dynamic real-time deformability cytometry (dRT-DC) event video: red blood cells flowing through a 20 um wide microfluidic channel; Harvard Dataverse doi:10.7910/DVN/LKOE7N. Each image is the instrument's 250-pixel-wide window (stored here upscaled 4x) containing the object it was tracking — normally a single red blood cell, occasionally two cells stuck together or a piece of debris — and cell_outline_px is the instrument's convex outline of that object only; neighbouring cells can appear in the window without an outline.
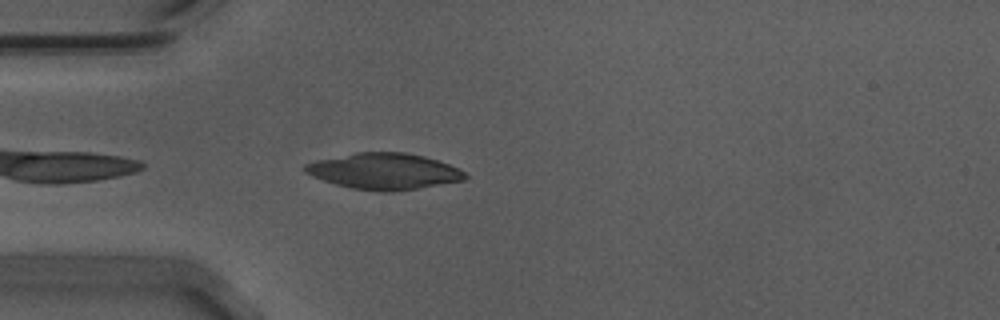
{"species": "Egyptian fruit bat (a non-hibernating species)", "species_latin": "Rousettus aegyptiacus", "temperature_condition": "warm", "stored_images_in_passage": 27, "camera_frame_rate_fps": 3000, "um_per_image_px": 0.085, "animal": {"sex": "male"}, "frame": {"image": 1, "passage_image": 2, "time_ms": 0.333, "image_size_px": [1000, 320], "cell_outline_px": [[468, 176], [464, 180], [392, 192], [376, 192], [352, 188], [336, 184], [312, 176], [304, 172], [300, 168], [304, 164], [316, 160], [356, 152], [404, 152], [424, 156], [448, 164], [464, 172]], "centroid_in_image_um": [32.58, 14.55], "position_along_channel_um": 52.4, "area_um2": 33.64}}
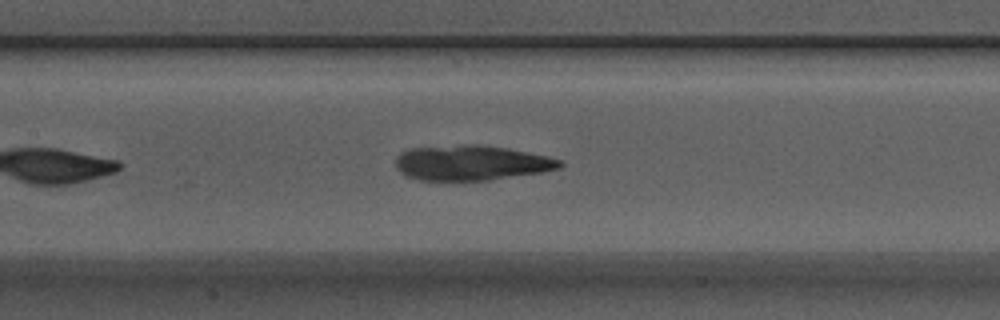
{"frame": {"image": 2, "passage_image": 12, "time_ms": 3.667, "image_size_px": [1000, 320], "cell_outline_px": [[564, 164], [560, 168], [540, 172], [488, 180], [420, 180], [404, 176], [396, 168], [396, 156], [400, 152], [408, 148], [460, 144], [484, 144], [508, 148], [548, 156], [560, 160]], "centroid_in_image_um": [40.01, 13.82], "position_along_channel_um": 167.4, "area_um2": 33.87}}
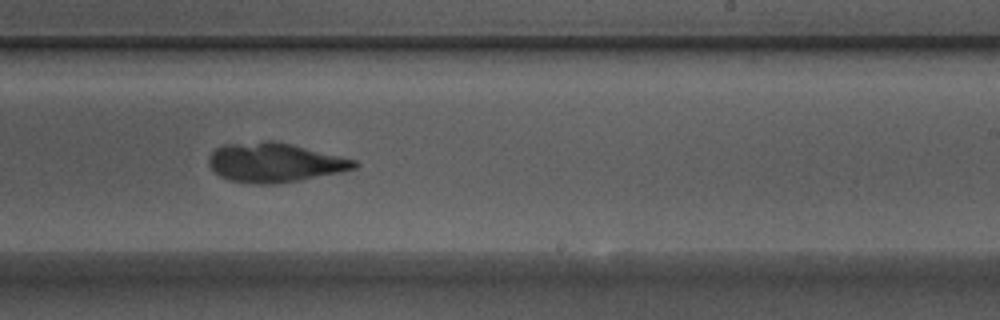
{"frame": {"image": 3, "passage_image": 20, "time_ms": 6.333, "image_size_px": [1000, 320], "cell_outline_px": [[360, 164], [356, 168], [300, 180], [276, 184], [256, 184], [228, 180], [212, 172], [208, 164], [208, 156], [216, 148], [224, 144], [264, 140], [272, 140], [356, 160]], "centroid_in_image_um": [23.26, 13.82], "position_along_channel_um": 265.7, "area_um2": 33.29}}